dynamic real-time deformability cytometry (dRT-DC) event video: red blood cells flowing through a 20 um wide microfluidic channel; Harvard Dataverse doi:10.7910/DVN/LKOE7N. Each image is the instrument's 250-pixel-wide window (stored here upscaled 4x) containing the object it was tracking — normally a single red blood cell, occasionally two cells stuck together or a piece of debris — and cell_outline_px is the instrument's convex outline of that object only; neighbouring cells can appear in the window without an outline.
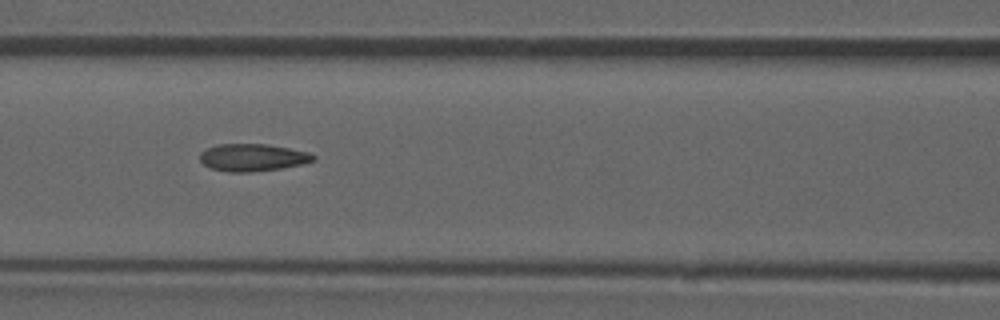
{"species": "common noctule bat (a hibernating species)", "species_latin": "Nyctalus noctula", "temperature_condition": "room temperature", "stored_images_in_passage": 50, "camera_frame_rate_fps": 3000, "um_per_image_px": 0.085, "animal": {"sex": "male", "forearm_length_mm": 52.5}, "frame": {"image": 1, "passage_image": 22, "time_ms": 7.0, "image_size_px": [1000, 320], "cell_outline_px": [[316, 160], [300, 164], [280, 168], [248, 172], [228, 172], [212, 168], [204, 164], [200, 160], [200, 152], [208, 148], [220, 144], [264, 144], [288, 148], [308, 152], [316, 156]], "centroid_in_image_um": [21.47, 13.38], "position_along_channel_um": 145.1, "area_um2": 17.8}}